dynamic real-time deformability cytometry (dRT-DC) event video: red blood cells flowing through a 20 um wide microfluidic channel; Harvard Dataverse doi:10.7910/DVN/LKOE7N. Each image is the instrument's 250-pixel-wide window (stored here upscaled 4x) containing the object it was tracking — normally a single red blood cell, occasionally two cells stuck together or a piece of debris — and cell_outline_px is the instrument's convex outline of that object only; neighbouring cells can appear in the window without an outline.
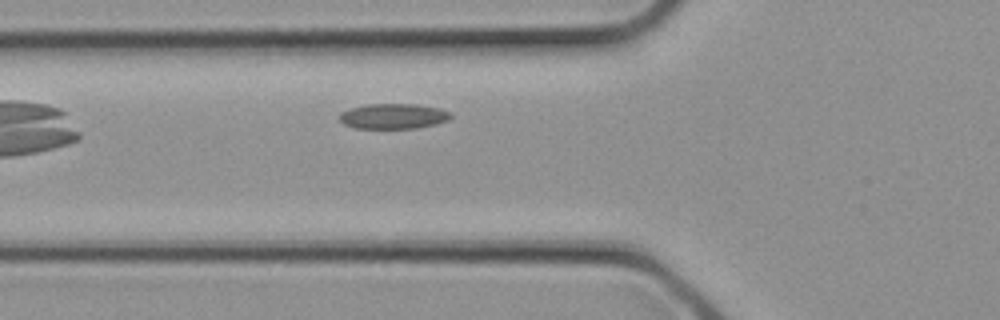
{"species": "common noctule bat (a hibernating species)", "species_latin": "Nyctalus noctula", "temperature_condition": "cold", "stored_images_in_passage": 2, "camera_frame_rate_fps": 3000, "um_per_image_px": 0.085, "animal": {"sex": "female", "body_mass_g": 21.9}, "frame": {"image": 1, "passage_image": 2, "time_ms": 0.333, "image_size_px": [1000, 320], "cell_outline_px": [[452, 116], [448, 120], [436, 124], [416, 128], [352, 128], [344, 124], [340, 120], [340, 112], [352, 108], [368, 104], [416, 104], [440, 108], [452, 112]], "centroid_in_image_um": [33.46, 9.88], "position_along_channel_um": 92.3, "area_um2": 16.42}}